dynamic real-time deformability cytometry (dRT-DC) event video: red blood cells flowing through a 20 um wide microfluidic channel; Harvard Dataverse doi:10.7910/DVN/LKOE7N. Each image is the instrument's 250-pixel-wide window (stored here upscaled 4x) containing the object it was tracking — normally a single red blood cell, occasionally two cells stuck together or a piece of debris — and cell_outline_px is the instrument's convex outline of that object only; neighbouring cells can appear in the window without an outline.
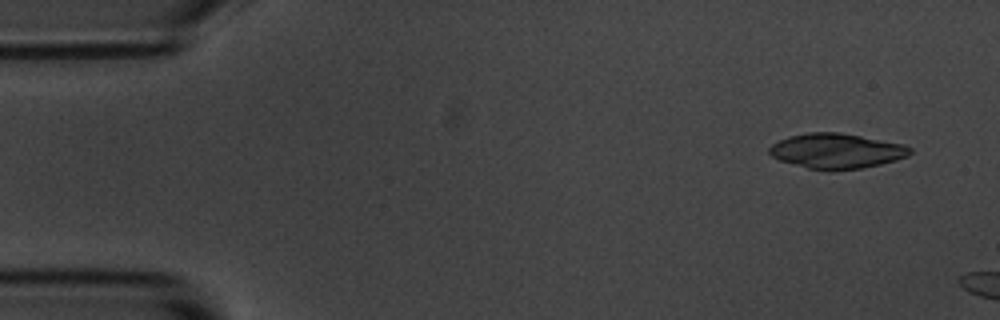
{"species": "common noctule bat (a hibernating species)", "species_latin": "Nyctalus noctula", "temperature_condition": "room temperature", "stored_images_in_passage": 3, "camera_frame_rate_fps": 3000, "um_per_image_px": 0.085, "animal": {"sex": "male", "body_mass_g": 20.1, "forearm_length_mm": 53.5}, "frame": {"image": 1, "passage_image": 1, "time_ms": 0.0, "image_size_px": [1000, 320], "cell_outline_px": [[912, 152], [908, 156], [896, 160], [880, 164], [860, 168], [808, 168], [780, 160], [772, 156], [768, 152], [768, 148], [772, 144], [788, 136], [808, 132], [840, 132], [904, 144], [912, 148]], "centroid_in_image_um": [71.11, 12.79], "position_along_channel_um": 13.9, "area_um2": 28.21}}